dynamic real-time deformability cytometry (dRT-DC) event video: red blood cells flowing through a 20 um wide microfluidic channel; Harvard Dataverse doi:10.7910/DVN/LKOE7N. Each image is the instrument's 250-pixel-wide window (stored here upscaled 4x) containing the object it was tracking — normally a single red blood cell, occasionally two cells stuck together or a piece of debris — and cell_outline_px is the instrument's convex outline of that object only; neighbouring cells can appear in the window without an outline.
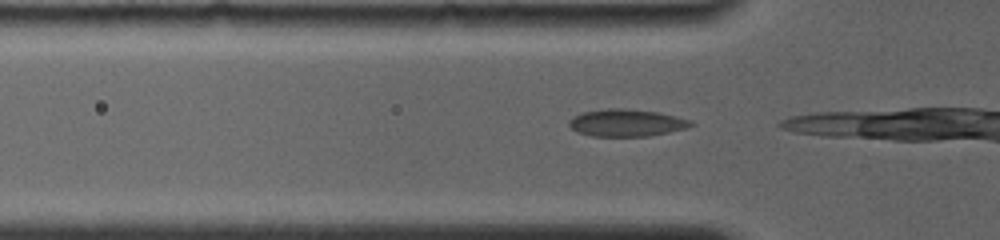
{"species": "common noctule bat (a hibernating species)", "species_latin": "Nyctalus noctula", "temperature_condition": "room temperature", "stored_images_in_passage": 11, "camera_frame_rate_fps": 4000, "um_per_image_px": 0.085, "animal": {"sex": "female", "body_mass_g": 19.0, "forearm_length_mm": 56.7}, "frame": {"image": 1, "passage_image": 2, "time_ms": 0.25, "image_size_px": [1000, 240], "cell_outline_px": [[696, 124], [684, 128], [668, 132], [648, 136], [592, 136], [580, 132], [572, 128], [568, 124], [568, 120], [580, 112], [608, 108], [624, 108], [656, 112], [692, 120]], "centroid_in_image_um": [53.23, 10.43], "position_along_channel_um": 72.6, "area_um2": 19.19}}